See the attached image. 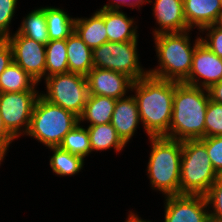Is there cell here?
Here are the masks:
<instances>
[{
  "mask_svg": "<svg viewBox=\"0 0 222 222\" xmlns=\"http://www.w3.org/2000/svg\"><path fill=\"white\" fill-rule=\"evenodd\" d=\"M140 121L149 137L169 138L175 81L146 75L133 82Z\"/></svg>",
  "mask_w": 222,
  "mask_h": 222,
  "instance_id": "6da1fadb",
  "label": "cell"
},
{
  "mask_svg": "<svg viewBox=\"0 0 222 222\" xmlns=\"http://www.w3.org/2000/svg\"><path fill=\"white\" fill-rule=\"evenodd\" d=\"M209 99L207 89L175 81L169 138L179 141L204 138Z\"/></svg>",
  "mask_w": 222,
  "mask_h": 222,
  "instance_id": "7a4b0ae2",
  "label": "cell"
},
{
  "mask_svg": "<svg viewBox=\"0 0 222 222\" xmlns=\"http://www.w3.org/2000/svg\"><path fill=\"white\" fill-rule=\"evenodd\" d=\"M189 31L154 35L160 65L149 70V75L177 82H183L189 76L195 47L201 42L200 37L197 38L192 48Z\"/></svg>",
  "mask_w": 222,
  "mask_h": 222,
  "instance_id": "3957f363",
  "label": "cell"
},
{
  "mask_svg": "<svg viewBox=\"0 0 222 222\" xmlns=\"http://www.w3.org/2000/svg\"><path fill=\"white\" fill-rule=\"evenodd\" d=\"M152 150L147 166L152 187L166 196L180 195L182 141L149 137Z\"/></svg>",
  "mask_w": 222,
  "mask_h": 222,
  "instance_id": "277c9868",
  "label": "cell"
},
{
  "mask_svg": "<svg viewBox=\"0 0 222 222\" xmlns=\"http://www.w3.org/2000/svg\"><path fill=\"white\" fill-rule=\"evenodd\" d=\"M78 124V116L39 95L26 134L47 147H58L68 132Z\"/></svg>",
  "mask_w": 222,
  "mask_h": 222,
  "instance_id": "5b68a950",
  "label": "cell"
},
{
  "mask_svg": "<svg viewBox=\"0 0 222 222\" xmlns=\"http://www.w3.org/2000/svg\"><path fill=\"white\" fill-rule=\"evenodd\" d=\"M218 176L199 139L182 141L180 194L205 195Z\"/></svg>",
  "mask_w": 222,
  "mask_h": 222,
  "instance_id": "8992f818",
  "label": "cell"
},
{
  "mask_svg": "<svg viewBox=\"0 0 222 222\" xmlns=\"http://www.w3.org/2000/svg\"><path fill=\"white\" fill-rule=\"evenodd\" d=\"M47 93L40 95L80 117L89 92L86 76L67 72L45 77Z\"/></svg>",
  "mask_w": 222,
  "mask_h": 222,
  "instance_id": "52a82bcc",
  "label": "cell"
},
{
  "mask_svg": "<svg viewBox=\"0 0 222 222\" xmlns=\"http://www.w3.org/2000/svg\"><path fill=\"white\" fill-rule=\"evenodd\" d=\"M93 67L127 75L134 82L149 74L140 66L137 41L106 42L92 50Z\"/></svg>",
  "mask_w": 222,
  "mask_h": 222,
  "instance_id": "ba28073f",
  "label": "cell"
},
{
  "mask_svg": "<svg viewBox=\"0 0 222 222\" xmlns=\"http://www.w3.org/2000/svg\"><path fill=\"white\" fill-rule=\"evenodd\" d=\"M39 95L37 91L0 93L1 117L6 129L15 138L22 132L27 133L33 107Z\"/></svg>",
  "mask_w": 222,
  "mask_h": 222,
  "instance_id": "9c48e42d",
  "label": "cell"
},
{
  "mask_svg": "<svg viewBox=\"0 0 222 222\" xmlns=\"http://www.w3.org/2000/svg\"><path fill=\"white\" fill-rule=\"evenodd\" d=\"M6 40L12 47L13 61L16 64L37 82L46 76V45L17 32Z\"/></svg>",
  "mask_w": 222,
  "mask_h": 222,
  "instance_id": "30bf717a",
  "label": "cell"
},
{
  "mask_svg": "<svg viewBox=\"0 0 222 222\" xmlns=\"http://www.w3.org/2000/svg\"><path fill=\"white\" fill-rule=\"evenodd\" d=\"M165 198L164 222H208L209 205L204 195L180 194Z\"/></svg>",
  "mask_w": 222,
  "mask_h": 222,
  "instance_id": "8fae6325",
  "label": "cell"
},
{
  "mask_svg": "<svg viewBox=\"0 0 222 222\" xmlns=\"http://www.w3.org/2000/svg\"><path fill=\"white\" fill-rule=\"evenodd\" d=\"M199 78L203 79L200 81L201 84ZM220 81H222V58L200 42L195 47L190 74L183 83L209 89Z\"/></svg>",
  "mask_w": 222,
  "mask_h": 222,
  "instance_id": "7c38bea8",
  "label": "cell"
},
{
  "mask_svg": "<svg viewBox=\"0 0 222 222\" xmlns=\"http://www.w3.org/2000/svg\"><path fill=\"white\" fill-rule=\"evenodd\" d=\"M89 95L120 99L131 89L133 80L127 75L109 69L93 68L87 75Z\"/></svg>",
  "mask_w": 222,
  "mask_h": 222,
  "instance_id": "4fadbf2b",
  "label": "cell"
},
{
  "mask_svg": "<svg viewBox=\"0 0 222 222\" xmlns=\"http://www.w3.org/2000/svg\"><path fill=\"white\" fill-rule=\"evenodd\" d=\"M153 8L156 22L160 25L159 30H154V35L191 30L186 23L183 0H155Z\"/></svg>",
  "mask_w": 222,
  "mask_h": 222,
  "instance_id": "5bb4252c",
  "label": "cell"
},
{
  "mask_svg": "<svg viewBox=\"0 0 222 222\" xmlns=\"http://www.w3.org/2000/svg\"><path fill=\"white\" fill-rule=\"evenodd\" d=\"M140 123L139 110L134 96L116 100L111 124L118 136L127 144Z\"/></svg>",
  "mask_w": 222,
  "mask_h": 222,
  "instance_id": "9a60e30c",
  "label": "cell"
},
{
  "mask_svg": "<svg viewBox=\"0 0 222 222\" xmlns=\"http://www.w3.org/2000/svg\"><path fill=\"white\" fill-rule=\"evenodd\" d=\"M183 7L190 29L195 26L201 30L215 24L222 12L221 0H183Z\"/></svg>",
  "mask_w": 222,
  "mask_h": 222,
  "instance_id": "2e32d148",
  "label": "cell"
},
{
  "mask_svg": "<svg viewBox=\"0 0 222 222\" xmlns=\"http://www.w3.org/2000/svg\"><path fill=\"white\" fill-rule=\"evenodd\" d=\"M75 32L91 50L108 42L104 9L96 11L90 18H75Z\"/></svg>",
  "mask_w": 222,
  "mask_h": 222,
  "instance_id": "e0dca14e",
  "label": "cell"
},
{
  "mask_svg": "<svg viewBox=\"0 0 222 222\" xmlns=\"http://www.w3.org/2000/svg\"><path fill=\"white\" fill-rule=\"evenodd\" d=\"M69 72L86 76L93 67L92 50L74 31L66 39Z\"/></svg>",
  "mask_w": 222,
  "mask_h": 222,
  "instance_id": "ac0fdd59",
  "label": "cell"
},
{
  "mask_svg": "<svg viewBox=\"0 0 222 222\" xmlns=\"http://www.w3.org/2000/svg\"><path fill=\"white\" fill-rule=\"evenodd\" d=\"M104 21L108 42L137 41V26H133L134 19L128 18L125 13L104 9Z\"/></svg>",
  "mask_w": 222,
  "mask_h": 222,
  "instance_id": "d6986e66",
  "label": "cell"
},
{
  "mask_svg": "<svg viewBox=\"0 0 222 222\" xmlns=\"http://www.w3.org/2000/svg\"><path fill=\"white\" fill-rule=\"evenodd\" d=\"M116 100L112 97L88 95L79 123L84 120L90 122L89 126L111 123Z\"/></svg>",
  "mask_w": 222,
  "mask_h": 222,
  "instance_id": "ffe728a7",
  "label": "cell"
},
{
  "mask_svg": "<svg viewBox=\"0 0 222 222\" xmlns=\"http://www.w3.org/2000/svg\"><path fill=\"white\" fill-rule=\"evenodd\" d=\"M35 81L14 61L0 75V93L36 91Z\"/></svg>",
  "mask_w": 222,
  "mask_h": 222,
  "instance_id": "44dd1931",
  "label": "cell"
},
{
  "mask_svg": "<svg viewBox=\"0 0 222 222\" xmlns=\"http://www.w3.org/2000/svg\"><path fill=\"white\" fill-rule=\"evenodd\" d=\"M45 18L50 40L67 39L75 31V18L60 8L45 7Z\"/></svg>",
  "mask_w": 222,
  "mask_h": 222,
  "instance_id": "7402d4cb",
  "label": "cell"
},
{
  "mask_svg": "<svg viewBox=\"0 0 222 222\" xmlns=\"http://www.w3.org/2000/svg\"><path fill=\"white\" fill-rule=\"evenodd\" d=\"M87 129L91 151L106 150L114 147L119 152L126 146L111 123L92 125L88 126Z\"/></svg>",
  "mask_w": 222,
  "mask_h": 222,
  "instance_id": "603a6c76",
  "label": "cell"
},
{
  "mask_svg": "<svg viewBox=\"0 0 222 222\" xmlns=\"http://www.w3.org/2000/svg\"><path fill=\"white\" fill-rule=\"evenodd\" d=\"M17 33L46 45L50 39L46 25L45 8L31 11V13L24 18Z\"/></svg>",
  "mask_w": 222,
  "mask_h": 222,
  "instance_id": "cb8c5ba5",
  "label": "cell"
},
{
  "mask_svg": "<svg viewBox=\"0 0 222 222\" xmlns=\"http://www.w3.org/2000/svg\"><path fill=\"white\" fill-rule=\"evenodd\" d=\"M45 52L46 77L69 72L66 39L50 40L45 46Z\"/></svg>",
  "mask_w": 222,
  "mask_h": 222,
  "instance_id": "d4e9b609",
  "label": "cell"
},
{
  "mask_svg": "<svg viewBox=\"0 0 222 222\" xmlns=\"http://www.w3.org/2000/svg\"><path fill=\"white\" fill-rule=\"evenodd\" d=\"M54 152L50 158V166L54 173L60 176L74 175L78 173L84 164V159L81 156L71 154L58 147H48Z\"/></svg>",
  "mask_w": 222,
  "mask_h": 222,
  "instance_id": "484cf974",
  "label": "cell"
},
{
  "mask_svg": "<svg viewBox=\"0 0 222 222\" xmlns=\"http://www.w3.org/2000/svg\"><path fill=\"white\" fill-rule=\"evenodd\" d=\"M59 147L84 159L91 153L88 129L81 127L79 123L68 132Z\"/></svg>",
  "mask_w": 222,
  "mask_h": 222,
  "instance_id": "4316f807",
  "label": "cell"
},
{
  "mask_svg": "<svg viewBox=\"0 0 222 222\" xmlns=\"http://www.w3.org/2000/svg\"><path fill=\"white\" fill-rule=\"evenodd\" d=\"M222 136V104L209 99L205 116V137Z\"/></svg>",
  "mask_w": 222,
  "mask_h": 222,
  "instance_id": "83f0119b",
  "label": "cell"
},
{
  "mask_svg": "<svg viewBox=\"0 0 222 222\" xmlns=\"http://www.w3.org/2000/svg\"><path fill=\"white\" fill-rule=\"evenodd\" d=\"M205 146L214 170L222 175V136L199 139Z\"/></svg>",
  "mask_w": 222,
  "mask_h": 222,
  "instance_id": "f1b7e54d",
  "label": "cell"
},
{
  "mask_svg": "<svg viewBox=\"0 0 222 222\" xmlns=\"http://www.w3.org/2000/svg\"><path fill=\"white\" fill-rule=\"evenodd\" d=\"M207 204L213 206V212L210 211V217L222 219V175H219L216 181L204 195Z\"/></svg>",
  "mask_w": 222,
  "mask_h": 222,
  "instance_id": "f546056e",
  "label": "cell"
},
{
  "mask_svg": "<svg viewBox=\"0 0 222 222\" xmlns=\"http://www.w3.org/2000/svg\"><path fill=\"white\" fill-rule=\"evenodd\" d=\"M18 0H0V38L6 40L10 36L9 24L15 13Z\"/></svg>",
  "mask_w": 222,
  "mask_h": 222,
  "instance_id": "4dcf8cb0",
  "label": "cell"
},
{
  "mask_svg": "<svg viewBox=\"0 0 222 222\" xmlns=\"http://www.w3.org/2000/svg\"><path fill=\"white\" fill-rule=\"evenodd\" d=\"M208 30L207 38H200L201 43H203L209 50H211L218 57L222 58V29L217 27L215 24L209 25L201 29V31ZM209 38V40H207Z\"/></svg>",
  "mask_w": 222,
  "mask_h": 222,
  "instance_id": "1f68e13d",
  "label": "cell"
},
{
  "mask_svg": "<svg viewBox=\"0 0 222 222\" xmlns=\"http://www.w3.org/2000/svg\"><path fill=\"white\" fill-rule=\"evenodd\" d=\"M13 62V51L7 40L0 42V75Z\"/></svg>",
  "mask_w": 222,
  "mask_h": 222,
  "instance_id": "d6a6232c",
  "label": "cell"
},
{
  "mask_svg": "<svg viewBox=\"0 0 222 222\" xmlns=\"http://www.w3.org/2000/svg\"><path fill=\"white\" fill-rule=\"evenodd\" d=\"M16 139L5 127L0 114V149L6 154L10 143Z\"/></svg>",
  "mask_w": 222,
  "mask_h": 222,
  "instance_id": "836d02e7",
  "label": "cell"
},
{
  "mask_svg": "<svg viewBox=\"0 0 222 222\" xmlns=\"http://www.w3.org/2000/svg\"><path fill=\"white\" fill-rule=\"evenodd\" d=\"M114 2H116L115 4H106L103 6V8L100 9H105V10H116L119 11L120 9V4H124V5H128L130 7H134L137 6L140 7L141 4H143L144 2H149L152 3L151 0H114Z\"/></svg>",
  "mask_w": 222,
  "mask_h": 222,
  "instance_id": "e575fe53",
  "label": "cell"
},
{
  "mask_svg": "<svg viewBox=\"0 0 222 222\" xmlns=\"http://www.w3.org/2000/svg\"><path fill=\"white\" fill-rule=\"evenodd\" d=\"M208 90L210 100L222 104V81L213 84Z\"/></svg>",
  "mask_w": 222,
  "mask_h": 222,
  "instance_id": "d590c367",
  "label": "cell"
},
{
  "mask_svg": "<svg viewBox=\"0 0 222 222\" xmlns=\"http://www.w3.org/2000/svg\"><path fill=\"white\" fill-rule=\"evenodd\" d=\"M125 222H138V216L130 212V214L128 215V219Z\"/></svg>",
  "mask_w": 222,
  "mask_h": 222,
  "instance_id": "8d00e7d4",
  "label": "cell"
},
{
  "mask_svg": "<svg viewBox=\"0 0 222 222\" xmlns=\"http://www.w3.org/2000/svg\"><path fill=\"white\" fill-rule=\"evenodd\" d=\"M215 25L222 29V12L219 14L218 20L216 21Z\"/></svg>",
  "mask_w": 222,
  "mask_h": 222,
  "instance_id": "74e56055",
  "label": "cell"
},
{
  "mask_svg": "<svg viewBox=\"0 0 222 222\" xmlns=\"http://www.w3.org/2000/svg\"><path fill=\"white\" fill-rule=\"evenodd\" d=\"M208 222H222V219L219 218H213L209 216Z\"/></svg>",
  "mask_w": 222,
  "mask_h": 222,
  "instance_id": "f35d334b",
  "label": "cell"
},
{
  "mask_svg": "<svg viewBox=\"0 0 222 222\" xmlns=\"http://www.w3.org/2000/svg\"><path fill=\"white\" fill-rule=\"evenodd\" d=\"M4 156H5V153L0 149V164L3 161Z\"/></svg>",
  "mask_w": 222,
  "mask_h": 222,
  "instance_id": "ab89813d",
  "label": "cell"
},
{
  "mask_svg": "<svg viewBox=\"0 0 222 222\" xmlns=\"http://www.w3.org/2000/svg\"><path fill=\"white\" fill-rule=\"evenodd\" d=\"M138 222H145V220H142L141 218L138 217Z\"/></svg>",
  "mask_w": 222,
  "mask_h": 222,
  "instance_id": "60d3db41",
  "label": "cell"
}]
</instances>
